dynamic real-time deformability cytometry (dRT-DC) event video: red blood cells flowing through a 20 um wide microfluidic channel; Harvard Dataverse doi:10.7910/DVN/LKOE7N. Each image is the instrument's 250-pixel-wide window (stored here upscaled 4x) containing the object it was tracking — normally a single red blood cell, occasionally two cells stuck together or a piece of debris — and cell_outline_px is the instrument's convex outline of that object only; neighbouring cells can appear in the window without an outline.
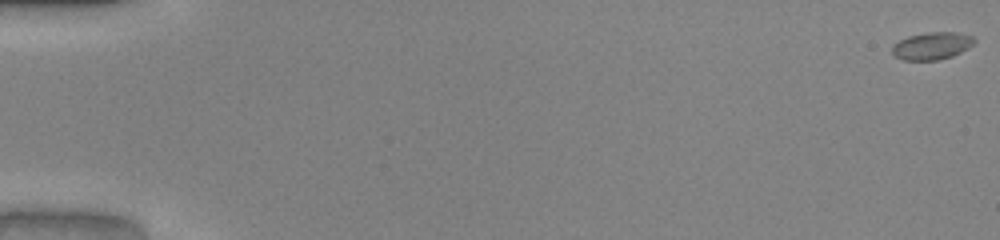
{"species": "common noctule bat (a hibernating species)", "species_latin": "Nyctalus noctula", "temperature_condition": "warm", "stored_images_in_passage": 52, "camera_frame_rate_fps": 3000, "um_per_image_px": 0.085, "animal": {"sex": "male", "body_mass_g": 20.0, "forearm_length_mm": 53.3}, "frame": {"image": 1, "passage_image": 1, "time_ms": 0.0, "image_size_px": [1000, 240], "cell_outline_px": [[976, 40], [968, 48], [952, 56], [936, 60], [904, 60], [892, 56], [892, 44], [908, 36], [928, 32], [956, 32], [972, 36]], "centroid_in_image_um": [79.17, 3.9], "position_along_channel_um": 5.8, "area_um2": 13.12}}
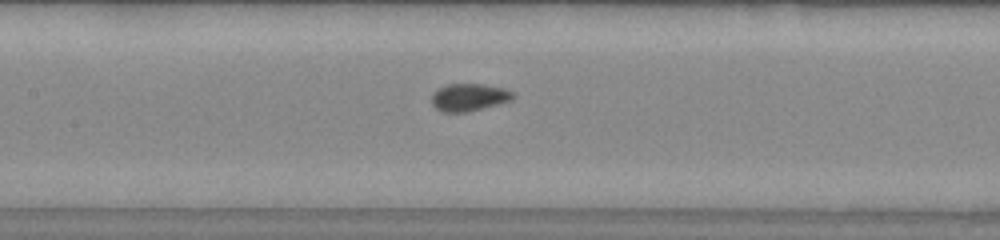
{"frame": {"image": 2, "passage_image": 26, "time_ms": 8.333, "image_size_px": [1000, 240], "cell_outline_px": [[516, 96], [512, 100], [468, 112], [440, 112], [432, 104], [432, 92], [448, 84], [484, 84], [504, 88], [512, 92]], "centroid_in_image_um": [39.87, 8.27], "position_along_channel_um": 167.5, "area_um2": 13.06}}
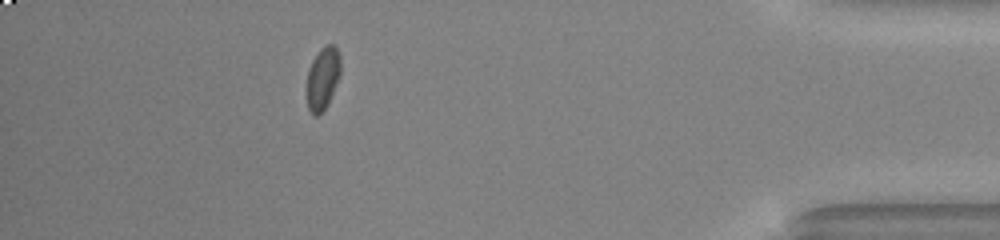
{"frame": {"image": 3, "passage_image": 47, "time_ms": 15.333, "image_size_px": [1000, 240], "cell_outline_px": [[340, 76], [328, 104], [316, 116], [312, 116], [308, 108], [308, 68], [312, 60], [320, 48], [328, 44], [332, 44], [336, 48], [340, 56]], "centroid_in_image_um": [27.44, 6.64], "position_along_channel_um": 407.8, "area_um2": 12.2}, "authors_computed_cell_mechanics": {"area_um2": 12.8027, "velocity_mm_per_s": 4.0948, "shape_relaxation_time_tau1_ms": 2.7333, "shape_relaxation_time_tau2_ms": null, "deformation_change_tau1": 0.0886, "deformation_change_tau2": null}}